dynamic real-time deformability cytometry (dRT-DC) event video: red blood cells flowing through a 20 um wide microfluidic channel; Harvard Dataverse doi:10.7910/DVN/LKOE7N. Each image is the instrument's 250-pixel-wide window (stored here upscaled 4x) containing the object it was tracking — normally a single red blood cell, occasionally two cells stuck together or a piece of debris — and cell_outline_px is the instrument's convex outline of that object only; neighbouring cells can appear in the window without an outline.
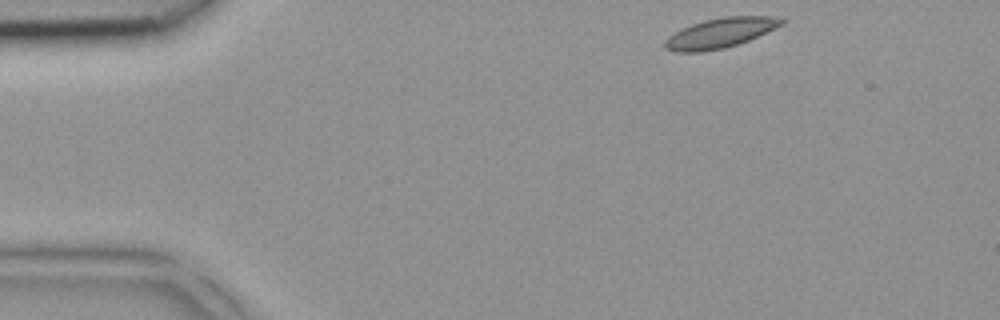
{"species": "common noctule bat (a hibernating species)", "species_latin": "Nyctalus noctula", "temperature_condition": "room temperature", "stored_images_in_passage": 5, "camera_frame_rate_fps": 3000, "um_per_image_px": 0.085, "animal": {"sex": "female", "body_mass_g": 18.4}, "frame": {"image": 1, "passage_image": 1, "time_ms": 0.0, "image_size_px": [1000, 320], "cell_outline_px": [[788, 20], [784, 24], [748, 40], [724, 48], [700, 52], [676, 52], [664, 48], [664, 40], [668, 36], [692, 24], [704, 20], [724, 16], [772, 16]], "centroid_in_image_um": [61.22, 2.8], "position_along_channel_um": 23.8, "area_um2": 20.17}}